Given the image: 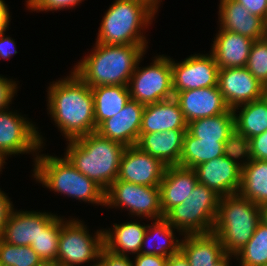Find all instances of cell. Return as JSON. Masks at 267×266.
<instances>
[{
  "label": "cell",
  "instance_id": "cell-1",
  "mask_svg": "<svg viewBox=\"0 0 267 266\" xmlns=\"http://www.w3.org/2000/svg\"><path fill=\"white\" fill-rule=\"evenodd\" d=\"M48 111L67 140L96 132L91 88L73 71L48 87Z\"/></svg>",
  "mask_w": 267,
  "mask_h": 266
},
{
  "label": "cell",
  "instance_id": "cell-2",
  "mask_svg": "<svg viewBox=\"0 0 267 266\" xmlns=\"http://www.w3.org/2000/svg\"><path fill=\"white\" fill-rule=\"evenodd\" d=\"M148 45H108L95 43L91 53L73 68L90 88L125 85L134 73Z\"/></svg>",
  "mask_w": 267,
  "mask_h": 266
},
{
  "label": "cell",
  "instance_id": "cell-3",
  "mask_svg": "<svg viewBox=\"0 0 267 266\" xmlns=\"http://www.w3.org/2000/svg\"><path fill=\"white\" fill-rule=\"evenodd\" d=\"M66 141L68 145L64 156L104 191L117 180L125 145L104 138L97 132Z\"/></svg>",
  "mask_w": 267,
  "mask_h": 266
},
{
  "label": "cell",
  "instance_id": "cell-4",
  "mask_svg": "<svg viewBox=\"0 0 267 266\" xmlns=\"http://www.w3.org/2000/svg\"><path fill=\"white\" fill-rule=\"evenodd\" d=\"M160 2L162 0H115L103 16L96 43L147 45L141 30L151 25Z\"/></svg>",
  "mask_w": 267,
  "mask_h": 266
},
{
  "label": "cell",
  "instance_id": "cell-5",
  "mask_svg": "<svg viewBox=\"0 0 267 266\" xmlns=\"http://www.w3.org/2000/svg\"><path fill=\"white\" fill-rule=\"evenodd\" d=\"M33 173L35 180L50 191L93 205H105V191L77 170L65 156L38 154L34 158Z\"/></svg>",
  "mask_w": 267,
  "mask_h": 266
},
{
  "label": "cell",
  "instance_id": "cell-6",
  "mask_svg": "<svg viewBox=\"0 0 267 266\" xmlns=\"http://www.w3.org/2000/svg\"><path fill=\"white\" fill-rule=\"evenodd\" d=\"M260 223V205L239 193L222 196L213 228L225 254L235 255L254 234Z\"/></svg>",
  "mask_w": 267,
  "mask_h": 266
},
{
  "label": "cell",
  "instance_id": "cell-7",
  "mask_svg": "<svg viewBox=\"0 0 267 266\" xmlns=\"http://www.w3.org/2000/svg\"><path fill=\"white\" fill-rule=\"evenodd\" d=\"M221 195L204 184L197 183L189 197L171 208L164 218L171 226L187 234H206L213 231Z\"/></svg>",
  "mask_w": 267,
  "mask_h": 266
},
{
  "label": "cell",
  "instance_id": "cell-8",
  "mask_svg": "<svg viewBox=\"0 0 267 266\" xmlns=\"http://www.w3.org/2000/svg\"><path fill=\"white\" fill-rule=\"evenodd\" d=\"M64 220L62 217L57 263L60 266H79L95 262L104 247V229L97 230L92 237L83 221L75 218Z\"/></svg>",
  "mask_w": 267,
  "mask_h": 266
},
{
  "label": "cell",
  "instance_id": "cell-9",
  "mask_svg": "<svg viewBox=\"0 0 267 266\" xmlns=\"http://www.w3.org/2000/svg\"><path fill=\"white\" fill-rule=\"evenodd\" d=\"M138 62L128 82L130 99L148 105L174 97L171 58L155 56L153 62L141 69Z\"/></svg>",
  "mask_w": 267,
  "mask_h": 266
},
{
  "label": "cell",
  "instance_id": "cell-10",
  "mask_svg": "<svg viewBox=\"0 0 267 266\" xmlns=\"http://www.w3.org/2000/svg\"><path fill=\"white\" fill-rule=\"evenodd\" d=\"M110 208H126L137 217L150 221L163 218L160 189L154 186L138 185L116 180L105 191V205Z\"/></svg>",
  "mask_w": 267,
  "mask_h": 266
},
{
  "label": "cell",
  "instance_id": "cell-11",
  "mask_svg": "<svg viewBox=\"0 0 267 266\" xmlns=\"http://www.w3.org/2000/svg\"><path fill=\"white\" fill-rule=\"evenodd\" d=\"M8 110L0 111V156L7 160L10 155L35 152L37 157L44 146L38 128L23 115Z\"/></svg>",
  "mask_w": 267,
  "mask_h": 266
},
{
  "label": "cell",
  "instance_id": "cell-12",
  "mask_svg": "<svg viewBox=\"0 0 267 266\" xmlns=\"http://www.w3.org/2000/svg\"><path fill=\"white\" fill-rule=\"evenodd\" d=\"M241 159H244L243 150L238 146L221 157L196 166L194 170L198 183L215 190L221 196L238 193L242 175Z\"/></svg>",
  "mask_w": 267,
  "mask_h": 266
},
{
  "label": "cell",
  "instance_id": "cell-13",
  "mask_svg": "<svg viewBox=\"0 0 267 266\" xmlns=\"http://www.w3.org/2000/svg\"><path fill=\"white\" fill-rule=\"evenodd\" d=\"M174 96L181 91L218 86L219 67L214 56L194 54L180 63L171 59Z\"/></svg>",
  "mask_w": 267,
  "mask_h": 266
},
{
  "label": "cell",
  "instance_id": "cell-14",
  "mask_svg": "<svg viewBox=\"0 0 267 266\" xmlns=\"http://www.w3.org/2000/svg\"><path fill=\"white\" fill-rule=\"evenodd\" d=\"M218 87L230 109L260 99L266 94V87L246 67L219 69Z\"/></svg>",
  "mask_w": 267,
  "mask_h": 266
},
{
  "label": "cell",
  "instance_id": "cell-15",
  "mask_svg": "<svg viewBox=\"0 0 267 266\" xmlns=\"http://www.w3.org/2000/svg\"><path fill=\"white\" fill-rule=\"evenodd\" d=\"M167 166L158 158L129 146L121 157L117 180L159 187Z\"/></svg>",
  "mask_w": 267,
  "mask_h": 266
},
{
  "label": "cell",
  "instance_id": "cell-16",
  "mask_svg": "<svg viewBox=\"0 0 267 266\" xmlns=\"http://www.w3.org/2000/svg\"><path fill=\"white\" fill-rule=\"evenodd\" d=\"M145 105L130 99L124 108L111 118L104 120L96 132L107 139L117 141L126 147L136 146Z\"/></svg>",
  "mask_w": 267,
  "mask_h": 266
},
{
  "label": "cell",
  "instance_id": "cell-17",
  "mask_svg": "<svg viewBox=\"0 0 267 266\" xmlns=\"http://www.w3.org/2000/svg\"><path fill=\"white\" fill-rule=\"evenodd\" d=\"M178 101L187 123L227 112V106L218 86L178 92Z\"/></svg>",
  "mask_w": 267,
  "mask_h": 266
},
{
  "label": "cell",
  "instance_id": "cell-18",
  "mask_svg": "<svg viewBox=\"0 0 267 266\" xmlns=\"http://www.w3.org/2000/svg\"><path fill=\"white\" fill-rule=\"evenodd\" d=\"M57 215L46 212L12 210L0 237L8 244L30 246Z\"/></svg>",
  "mask_w": 267,
  "mask_h": 266
},
{
  "label": "cell",
  "instance_id": "cell-19",
  "mask_svg": "<svg viewBox=\"0 0 267 266\" xmlns=\"http://www.w3.org/2000/svg\"><path fill=\"white\" fill-rule=\"evenodd\" d=\"M218 20L221 30L241 34L254 41L265 38L266 23L235 0H220Z\"/></svg>",
  "mask_w": 267,
  "mask_h": 266
},
{
  "label": "cell",
  "instance_id": "cell-20",
  "mask_svg": "<svg viewBox=\"0 0 267 266\" xmlns=\"http://www.w3.org/2000/svg\"><path fill=\"white\" fill-rule=\"evenodd\" d=\"M197 183L194 169L178 165L167 166L159 185L163 215L174 206L182 204L192 193Z\"/></svg>",
  "mask_w": 267,
  "mask_h": 266
},
{
  "label": "cell",
  "instance_id": "cell-21",
  "mask_svg": "<svg viewBox=\"0 0 267 266\" xmlns=\"http://www.w3.org/2000/svg\"><path fill=\"white\" fill-rule=\"evenodd\" d=\"M218 31L210 51L219 69L245 67L254 40L220 28Z\"/></svg>",
  "mask_w": 267,
  "mask_h": 266
},
{
  "label": "cell",
  "instance_id": "cell-22",
  "mask_svg": "<svg viewBox=\"0 0 267 266\" xmlns=\"http://www.w3.org/2000/svg\"><path fill=\"white\" fill-rule=\"evenodd\" d=\"M187 121L178 101L168 100L145 105L140 133H154L169 130H187Z\"/></svg>",
  "mask_w": 267,
  "mask_h": 266
},
{
  "label": "cell",
  "instance_id": "cell-23",
  "mask_svg": "<svg viewBox=\"0 0 267 266\" xmlns=\"http://www.w3.org/2000/svg\"><path fill=\"white\" fill-rule=\"evenodd\" d=\"M187 130H169L139 133L136 146L143 152L161 160L166 166L179 165L183 138Z\"/></svg>",
  "mask_w": 267,
  "mask_h": 266
},
{
  "label": "cell",
  "instance_id": "cell-24",
  "mask_svg": "<svg viewBox=\"0 0 267 266\" xmlns=\"http://www.w3.org/2000/svg\"><path fill=\"white\" fill-rule=\"evenodd\" d=\"M233 111L238 146L242 147L250 138L267 132L266 94L260 99L235 107Z\"/></svg>",
  "mask_w": 267,
  "mask_h": 266
},
{
  "label": "cell",
  "instance_id": "cell-25",
  "mask_svg": "<svg viewBox=\"0 0 267 266\" xmlns=\"http://www.w3.org/2000/svg\"><path fill=\"white\" fill-rule=\"evenodd\" d=\"M180 251L190 266H213L225 255L219 237L213 232L184 235Z\"/></svg>",
  "mask_w": 267,
  "mask_h": 266
},
{
  "label": "cell",
  "instance_id": "cell-26",
  "mask_svg": "<svg viewBox=\"0 0 267 266\" xmlns=\"http://www.w3.org/2000/svg\"><path fill=\"white\" fill-rule=\"evenodd\" d=\"M238 147L237 142H217L200 140L187 131L183 138V150L179 160L181 167L192 168L225 155L230 149Z\"/></svg>",
  "mask_w": 267,
  "mask_h": 266
},
{
  "label": "cell",
  "instance_id": "cell-27",
  "mask_svg": "<svg viewBox=\"0 0 267 266\" xmlns=\"http://www.w3.org/2000/svg\"><path fill=\"white\" fill-rule=\"evenodd\" d=\"M187 132L200 140L237 142L234 111L229 109L227 112L213 117L193 120L188 123Z\"/></svg>",
  "mask_w": 267,
  "mask_h": 266
},
{
  "label": "cell",
  "instance_id": "cell-28",
  "mask_svg": "<svg viewBox=\"0 0 267 266\" xmlns=\"http://www.w3.org/2000/svg\"><path fill=\"white\" fill-rule=\"evenodd\" d=\"M147 225L138 222L113 224L110 230L104 232V247L118 255L129 256L128 253L139 254ZM127 252V253H126Z\"/></svg>",
  "mask_w": 267,
  "mask_h": 266
},
{
  "label": "cell",
  "instance_id": "cell-29",
  "mask_svg": "<svg viewBox=\"0 0 267 266\" xmlns=\"http://www.w3.org/2000/svg\"><path fill=\"white\" fill-rule=\"evenodd\" d=\"M173 229L176 228L171 226L164 217L155 219L154 222L151 223V225L149 224L147 226L143 237L140 253L157 255L167 258L173 254L178 253L181 250L182 240L177 239L176 235H174L175 230ZM151 240L152 242L155 241L153 243H157L152 245ZM145 245L149 249H145Z\"/></svg>",
  "mask_w": 267,
  "mask_h": 266
},
{
  "label": "cell",
  "instance_id": "cell-30",
  "mask_svg": "<svg viewBox=\"0 0 267 266\" xmlns=\"http://www.w3.org/2000/svg\"><path fill=\"white\" fill-rule=\"evenodd\" d=\"M238 193L257 205L267 203V160L243 159Z\"/></svg>",
  "mask_w": 267,
  "mask_h": 266
},
{
  "label": "cell",
  "instance_id": "cell-31",
  "mask_svg": "<svg viewBox=\"0 0 267 266\" xmlns=\"http://www.w3.org/2000/svg\"><path fill=\"white\" fill-rule=\"evenodd\" d=\"M91 90L96 128L104 120L118 114L130 100V93L125 85L97 86Z\"/></svg>",
  "mask_w": 267,
  "mask_h": 266
},
{
  "label": "cell",
  "instance_id": "cell-32",
  "mask_svg": "<svg viewBox=\"0 0 267 266\" xmlns=\"http://www.w3.org/2000/svg\"><path fill=\"white\" fill-rule=\"evenodd\" d=\"M240 266H267V226L259 223L248 243L233 257Z\"/></svg>",
  "mask_w": 267,
  "mask_h": 266
},
{
  "label": "cell",
  "instance_id": "cell-33",
  "mask_svg": "<svg viewBox=\"0 0 267 266\" xmlns=\"http://www.w3.org/2000/svg\"><path fill=\"white\" fill-rule=\"evenodd\" d=\"M62 218L56 216L30 245L42 260L57 262V252Z\"/></svg>",
  "mask_w": 267,
  "mask_h": 266
},
{
  "label": "cell",
  "instance_id": "cell-34",
  "mask_svg": "<svg viewBox=\"0 0 267 266\" xmlns=\"http://www.w3.org/2000/svg\"><path fill=\"white\" fill-rule=\"evenodd\" d=\"M42 259L31 246H15L0 238L1 266H36Z\"/></svg>",
  "mask_w": 267,
  "mask_h": 266
},
{
  "label": "cell",
  "instance_id": "cell-35",
  "mask_svg": "<svg viewBox=\"0 0 267 266\" xmlns=\"http://www.w3.org/2000/svg\"><path fill=\"white\" fill-rule=\"evenodd\" d=\"M248 71L267 87V38L255 40L252 44L247 64Z\"/></svg>",
  "mask_w": 267,
  "mask_h": 266
},
{
  "label": "cell",
  "instance_id": "cell-36",
  "mask_svg": "<svg viewBox=\"0 0 267 266\" xmlns=\"http://www.w3.org/2000/svg\"><path fill=\"white\" fill-rule=\"evenodd\" d=\"M241 148L245 159L267 160V132L250 138Z\"/></svg>",
  "mask_w": 267,
  "mask_h": 266
},
{
  "label": "cell",
  "instance_id": "cell-37",
  "mask_svg": "<svg viewBox=\"0 0 267 266\" xmlns=\"http://www.w3.org/2000/svg\"><path fill=\"white\" fill-rule=\"evenodd\" d=\"M83 0H27L26 7L31 11H59L76 7Z\"/></svg>",
  "mask_w": 267,
  "mask_h": 266
},
{
  "label": "cell",
  "instance_id": "cell-38",
  "mask_svg": "<svg viewBox=\"0 0 267 266\" xmlns=\"http://www.w3.org/2000/svg\"><path fill=\"white\" fill-rule=\"evenodd\" d=\"M16 81L0 75V111L9 108L12 99L17 92Z\"/></svg>",
  "mask_w": 267,
  "mask_h": 266
},
{
  "label": "cell",
  "instance_id": "cell-39",
  "mask_svg": "<svg viewBox=\"0 0 267 266\" xmlns=\"http://www.w3.org/2000/svg\"><path fill=\"white\" fill-rule=\"evenodd\" d=\"M243 5L252 15L267 21V0H235Z\"/></svg>",
  "mask_w": 267,
  "mask_h": 266
},
{
  "label": "cell",
  "instance_id": "cell-40",
  "mask_svg": "<svg viewBox=\"0 0 267 266\" xmlns=\"http://www.w3.org/2000/svg\"><path fill=\"white\" fill-rule=\"evenodd\" d=\"M99 258L107 265V266H133L132 261L128 256L118 255L105 247L102 248Z\"/></svg>",
  "mask_w": 267,
  "mask_h": 266
},
{
  "label": "cell",
  "instance_id": "cell-41",
  "mask_svg": "<svg viewBox=\"0 0 267 266\" xmlns=\"http://www.w3.org/2000/svg\"><path fill=\"white\" fill-rule=\"evenodd\" d=\"M11 199L8 198L4 191H1L0 188V237L3 234L4 228L6 226V222L10 216V213L14 209Z\"/></svg>",
  "mask_w": 267,
  "mask_h": 266
},
{
  "label": "cell",
  "instance_id": "cell-42",
  "mask_svg": "<svg viewBox=\"0 0 267 266\" xmlns=\"http://www.w3.org/2000/svg\"><path fill=\"white\" fill-rule=\"evenodd\" d=\"M132 261L133 266H165L167 257L149 254H137Z\"/></svg>",
  "mask_w": 267,
  "mask_h": 266
},
{
  "label": "cell",
  "instance_id": "cell-43",
  "mask_svg": "<svg viewBox=\"0 0 267 266\" xmlns=\"http://www.w3.org/2000/svg\"><path fill=\"white\" fill-rule=\"evenodd\" d=\"M6 30L0 32V58L10 59L12 55L17 54L15 41L5 35Z\"/></svg>",
  "mask_w": 267,
  "mask_h": 266
},
{
  "label": "cell",
  "instance_id": "cell-44",
  "mask_svg": "<svg viewBox=\"0 0 267 266\" xmlns=\"http://www.w3.org/2000/svg\"><path fill=\"white\" fill-rule=\"evenodd\" d=\"M10 11L4 0H0V32L8 29L10 23Z\"/></svg>",
  "mask_w": 267,
  "mask_h": 266
},
{
  "label": "cell",
  "instance_id": "cell-45",
  "mask_svg": "<svg viewBox=\"0 0 267 266\" xmlns=\"http://www.w3.org/2000/svg\"><path fill=\"white\" fill-rule=\"evenodd\" d=\"M165 266H190L187 257L179 251L167 258Z\"/></svg>",
  "mask_w": 267,
  "mask_h": 266
},
{
  "label": "cell",
  "instance_id": "cell-46",
  "mask_svg": "<svg viewBox=\"0 0 267 266\" xmlns=\"http://www.w3.org/2000/svg\"><path fill=\"white\" fill-rule=\"evenodd\" d=\"M260 222L267 226V203L260 205Z\"/></svg>",
  "mask_w": 267,
  "mask_h": 266
},
{
  "label": "cell",
  "instance_id": "cell-47",
  "mask_svg": "<svg viewBox=\"0 0 267 266\" xmlns=\"http://www.w3.org/2000/svg\"><path fill=\"white\" fill-rule=\"evenodd\" d=\"M234 255L225 254L217 263L213 266H230V260Z\"/></svg>",
  "mask_w": 267,
  "mask_h": 266
},
{
  "label": "cell",
  "instance_id": "cell-48",
  "mask_svg": "<svg viewBox=\"0 0 267 266\" xmlns=\"http://www.w3.org/2000/svg\"><path fill=\"white\" fill-rule=\"evenodd\" d=\"M36 266H59L57 262L42 260Z\"/></svg>",
  "mask_w": 267,
  "mask_h": 266
},
{
  "label": "cell",
  "instance_id": "cell-49",
  "mask_svg": "<svg viewBox=\"0 0 267 266\" xmlns=\"http://www.w3.org/2000/svg\"><path fill=\"white\" fill-rule=\"evenodd\" d=\"M90 266H107L100 258H98L93 265Z\"/></svg>",
  "mask_w": 267,
  "mask_h": 266
},
{
  "label": "cell",
  "instance_id": "cell-50",
  "mask_svg": "<svg viewBox=\"0 0 267 266\" xmlns=\"http://www.w3.org/2000/svg\"><path fill=\"white\" fill-rule=\"evenodd\" d=\"M5 160L0 156V172L2 171V167L4 166L5 164Z\"/></svg>",
  "mask_w": 267,
  "mask_h": 266
}]
</instances>
